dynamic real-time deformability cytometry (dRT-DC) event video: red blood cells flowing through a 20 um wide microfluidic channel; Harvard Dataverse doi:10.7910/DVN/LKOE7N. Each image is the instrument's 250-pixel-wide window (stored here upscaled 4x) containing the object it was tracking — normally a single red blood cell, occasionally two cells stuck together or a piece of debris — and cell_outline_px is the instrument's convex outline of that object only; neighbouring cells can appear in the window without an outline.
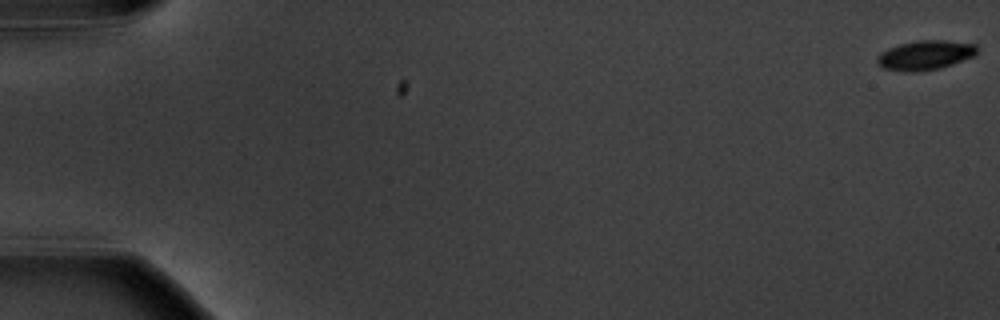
{"species": "common noctule bat (a hibernating species)", "species_latin": "Nyctalus noctula", "temperature_condition": "warm", "stored_images_in_passage": 11, "camera_frame_rate_fps": 3000, "um_per_image_px": 0.085, "animal": {"sex": "male", "body_mass_g": 20.1, "forearm_length_mm": 53.5}, "frame": {"image": 1, "passage_image": 1, "time_ms": 0.0, "image_size_px": [1000, 320], "cell_outline_px": [[980, 52], [972, 56], [952, 64], [940, 68], [916, 72], [904, 72], [884, 68], [876, 64], [876, 56], [880, 52], [888, 48], [900, 44], [916, 40], [944, 40], [976, 44], [980, 48]], "centroid_in_image_um": [78.63, 4.68], "position_along_channel_um": 6.4, "area_um2": 17.4}}
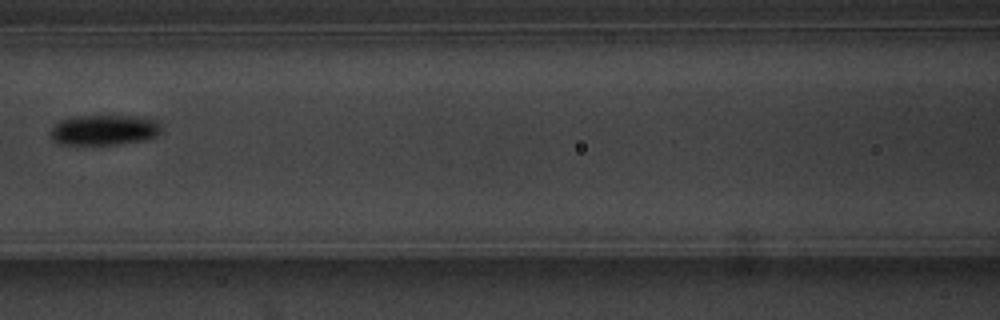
{"frame": {"image": 2, "passage_image": 8, "time_ms": 9.0, "image_size_px": [1000, 320], "cell_outline_px": [[160, 132], [156, 136], [144, 140], [116, 144], [60, 144], [52, 140], [52, 128], [60, 120], [76, 116], [140, 116], [156, 120], [160, 124]], "centroid_in_image_um": [8.88, 11.04], "position_along_channel_um": 157.7, "area_um2": 19.42}}
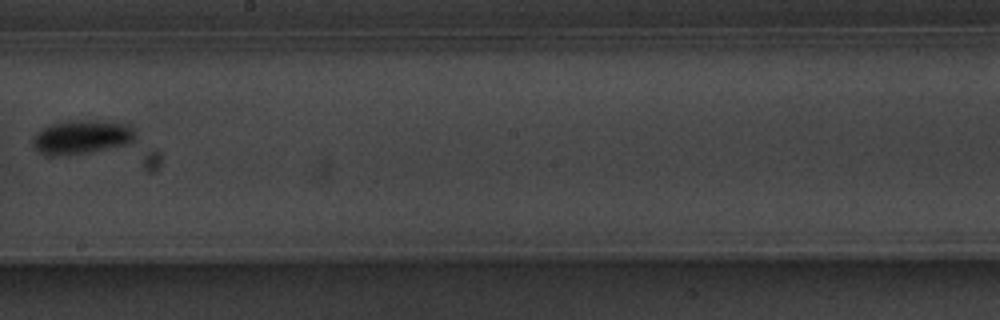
{"frame": {"image": 3, "passage_image": 10, "time_ms": 11.333, "image_size_px": [1000, 320], "cell_outline_px": [[136, 140], [132, 144], [88, 152], [56, 156], [44, 156], [32, 144], [32, 136], [36, 132], [52, 124], [72, 120], [116, 120], [128, 124], [136, 132]], "centroid_in_image_um": [7.01, 11.64], "position_along_channel_um": 241.2, "area_um2": 20.87}}